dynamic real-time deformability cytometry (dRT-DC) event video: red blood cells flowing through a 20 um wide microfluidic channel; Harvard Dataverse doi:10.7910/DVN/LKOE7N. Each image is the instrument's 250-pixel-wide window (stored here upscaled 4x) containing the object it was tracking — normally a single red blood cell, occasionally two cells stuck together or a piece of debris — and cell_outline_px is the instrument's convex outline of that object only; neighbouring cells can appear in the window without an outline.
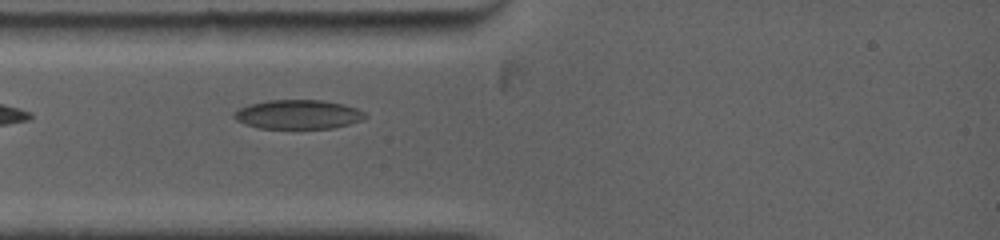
{"species": "common noctule bat (a hibernating species)", "species_latin": "Nyctalus noctula", "temperature_condition": "warm", "stored_images_in_passage": 3, "camera_frame_rate_fps": 5000, "um_per_image_px": 0.085, "animal": {"sex": "female", "body_mass_g": 19.0, "forearm_length_mm": 53.3}, "frame": {"image": 1, "passage_image": 2, "time_ms": 0.2, "image_size_px": [1000, 240], "cell_outline_px": [[368, 116], [364, 120], [332, 128], [260, 128], [244, 124], [236, 120], [232, 116], [240, 108], [248, 104], [268, 100], [320, 100], [344, 104], [356, 108], [364, 112]], "centroid_in_image_um": [25.35, 9.72], "position_along_channel_um": 59.7, "area_um2": 22.25}}